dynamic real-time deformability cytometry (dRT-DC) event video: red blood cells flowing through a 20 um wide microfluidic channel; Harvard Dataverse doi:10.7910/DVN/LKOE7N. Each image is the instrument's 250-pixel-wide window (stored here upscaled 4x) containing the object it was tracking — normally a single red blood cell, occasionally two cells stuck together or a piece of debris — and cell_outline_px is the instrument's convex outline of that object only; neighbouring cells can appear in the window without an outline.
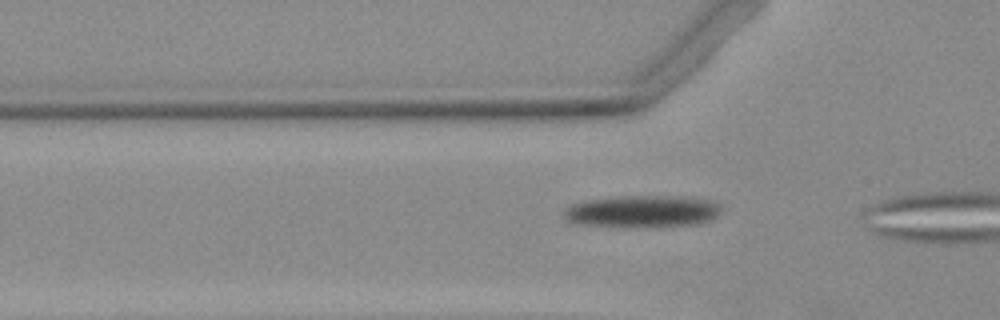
{"species": "Egyptian fruit bat (a non-hibernating species)", "species_latin": "Rousettus aegyptiacus", "temperature_condition": "warm", "stored_images_in_passage": 30, "camera_frame_rate_fps": 3000, "um_per_image_px": 0.085, "animal": {"sex": "female"}, "frame": {"image": 1, "passage_image": 2, "time_ms": 0.333, "image_size_px": [1000, 320], "cell_outline_px": [[720, 212], [716, 216], [708, 220], [692, 224], [576, 224], [564, 220], [564, 208], [572, 204], [584, 200], [616, 196], [684, 196], [708, 200], [716, 204], [720, 208]], "centroid_in_image_um": [54.52, 17.9], "position_along_channel_um": 71.3, "area_um2": 27.98}}
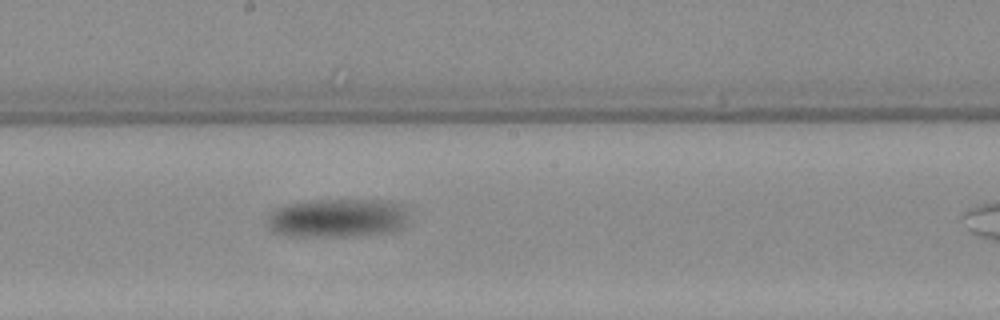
{"frame": {"image": 2, "passage_image": 15, "time_ms": 4.667, "image_size_px": [1000, 320], "cell_outline_px": [[404, 216], [400, 228], [392, 232], [352, 236], [284, 236], [272, 232], [268, 228], [268, 216], [276, 208], [284, 204], [316, 200], [392, 200], [400, 204], [404, 212]], "centroid_in_image_um": [28.59, 18.53], "position_along_channel_um": 219.6, "area_um2": 31.85}}
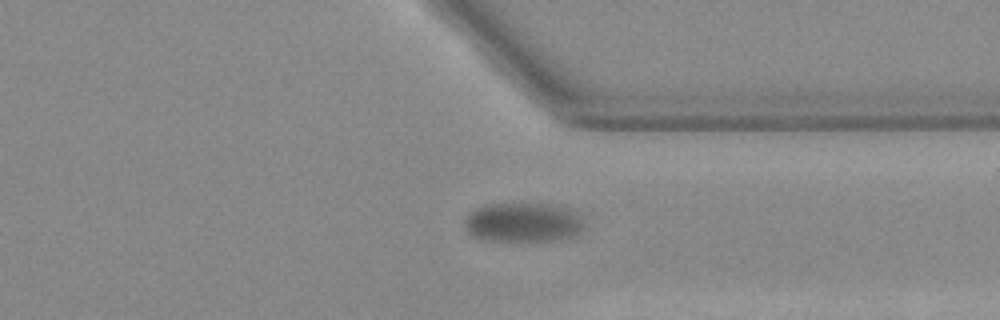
{"frame": {"image": 3, "passage_image": 28, "time_ms": 9.0, "image_size_px": [1000, 320], "cell_outline_px": [[584, 224], [576, 236], [548, 240], [508, 244], [480, 240], [472, 236], [468, 232], [464, 224], [464, 220], [476, 208], [484, 204], [548, 204], [576, 208]], "centroid_in_image_um": [44.45, 18.94], "position_along_channel_um": 367.0, "area_um2": 28.5}}